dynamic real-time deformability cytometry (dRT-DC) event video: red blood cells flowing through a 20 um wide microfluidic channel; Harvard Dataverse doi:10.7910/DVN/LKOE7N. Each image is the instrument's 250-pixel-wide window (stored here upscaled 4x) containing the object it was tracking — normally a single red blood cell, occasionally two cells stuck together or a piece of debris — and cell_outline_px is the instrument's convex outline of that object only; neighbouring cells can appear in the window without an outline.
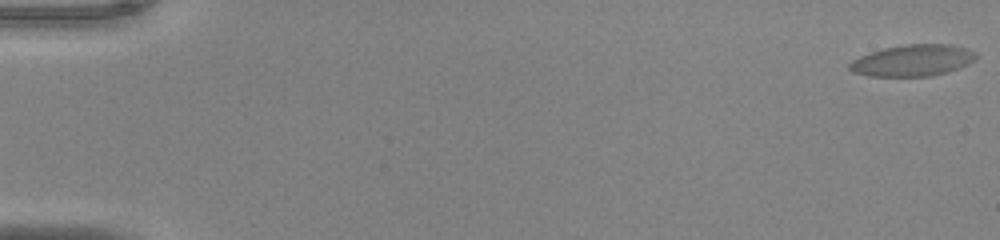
{"species": "common noctule bat (a hibernating species)", "species_latin": "Nyctalus noctula", "temperature_condition": "warm", "stored_images_in_passage": 56, "camera_frame_rate_fps": 3000, "um_per_image_px": 0.085, "animal": {"sex": "male", "body_mass_g": 20.0, "forearm_length_mm": 53.3}, "frame": {"image": 1, "passage_image": 1, "time_ms": 0.0, "image_size_px": [1000, 240], "cell_outline_px": [[976, 56], [968, 64], [932, 76], [872, 76], [852, 72], [848, 68], [848, 64], [852, 60], [860, 56], [884, 48], [908, 44], [948, 44], [964, 48], [976, 52]], "centroid_in_image_um": [77.53, 5.14], "position_along_channel_um": 7.5, "area_um2": 22.83}}
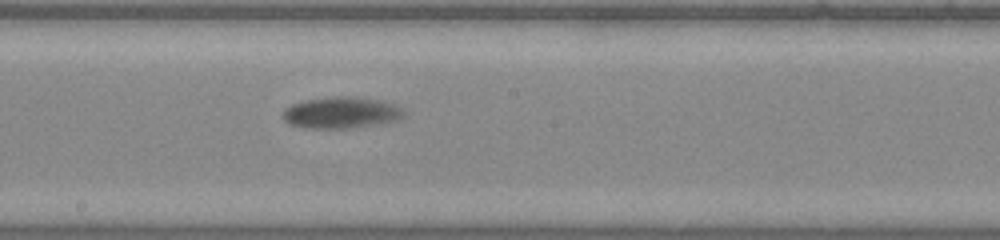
{"frame": {"image": 2, "passage_image": 32, "time_ms": 10.333, "image_size_px": [1000, 240], "cell_outline_px": [[404, 116], [396, 120], [348, 128], [308, 128], [288, 124], [284, 120], [284, 112], [292, 104], [308, 100], [336, 96], [348, 96], [384, 100], [400, 108], [404, 112]], "centroid_in_image_um": [29.0, 9.57], "position_along_channel_um": 219.2, "area_um2": 21.68}}
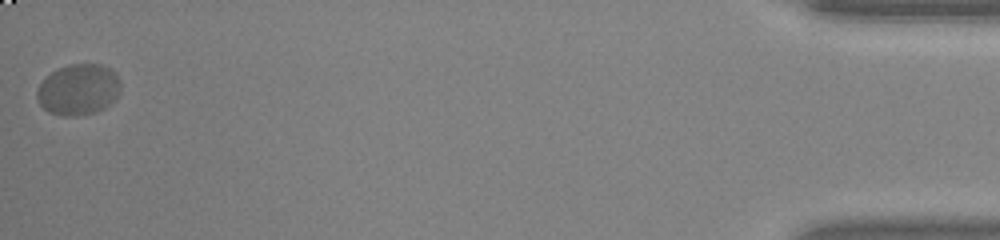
{"frame": {"image": 3, "passage_image": 56, "time_ms": 18.333, "image_size_px": [1000, 240], "cell_outline_px": [[120, 92], [116, 100], [104, 108], [92, 112], [76, 116], [64, 116], [48, 112], [40, 104], [36, 96], [36, 92], [40, 84], [52, 72], [68, 64], [100, 64], [112, 68], [116, 72], [120, 80]], "centroid_in_image_um": [6.71, 7.6], "position_along_channel_um": 428.5, "area_um2": 24.97}, "authors_computed_cell_mechanics": {"area_um2": 21.6461, "velocity_mm_per_s": 3.7683, "shape_relaxation_time_tau1_ms": 4.9392, "shape_relaxation_time_tau2_ms": null, "deformation_change_tau1": 0.175, "deformation_change_tau2": null}}